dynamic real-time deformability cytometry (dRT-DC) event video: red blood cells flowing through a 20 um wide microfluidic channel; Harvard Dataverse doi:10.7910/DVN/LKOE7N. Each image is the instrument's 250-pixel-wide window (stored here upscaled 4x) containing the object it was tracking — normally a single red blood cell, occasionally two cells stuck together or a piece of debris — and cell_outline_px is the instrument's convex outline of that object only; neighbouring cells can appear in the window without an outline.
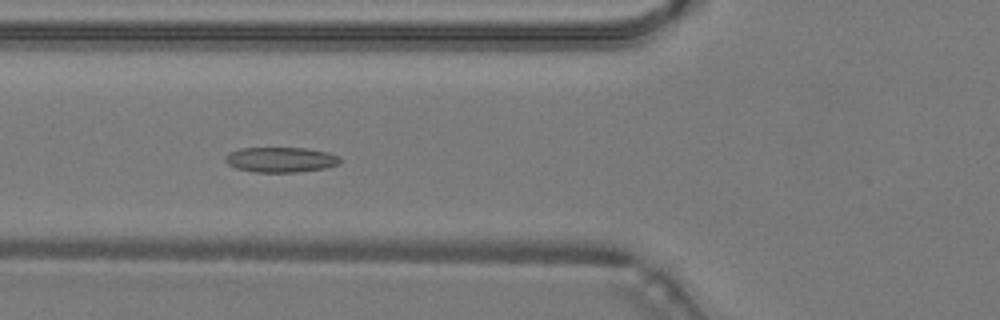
{"species": "common noctule bat (a hibernating species)", "species_latin": "Nyctalus noctula", "temperature_condition": "warm", "stored_images_in_passage": 49, "camera_frame_rate_fps": 3000, "um_per_image_px": 0.085, "animal": {"sex": "male", "body_mass_g": 19.2, "forearm_length_mm": 51.8}, "frame": {"image": 1, "passage_image": 19, "time_ms": 6.0, "image_size_px": [1000, 320], "cell_outline_px": [[340, 164], [324, 168], [296, 172], [256, 172], [236, 168], [228, 164], [224, 160], [224, 156], [240, 148], [304, 148], [328, 152], [340, 156]], "centroid_in_image_um": [23.87, 13.57], "position_along_channel_um": 101.9, "area_um2": 16.76}}
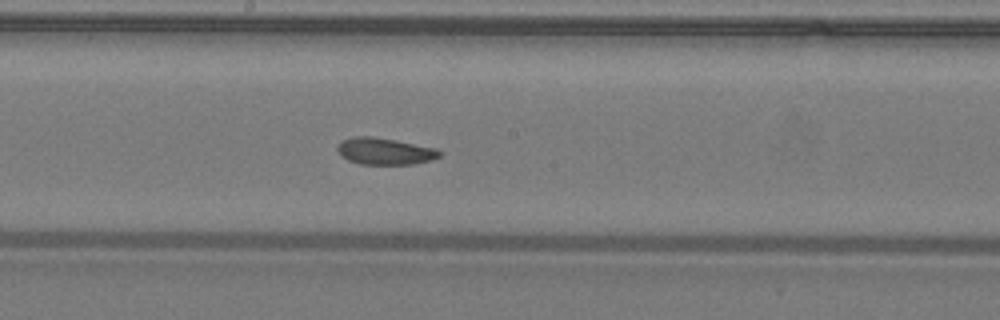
{"frame": {"image": 2, "passage_image": 27, "time_ms": 8.667, "image_size_px": [1000, 320], "cell_outline_px": [[440, 156], [432, 160], [412, 164], [360, 164], [348, 160], [340, 156], [336, 148], [344, 140], [352, 136], [372, 136], [396, 140], [436, 148], [440, 152]], "centroid_in_image_um": [32.69, 12.85], "position_along_channel_um": 215.5, "area_um2": 15.9}}
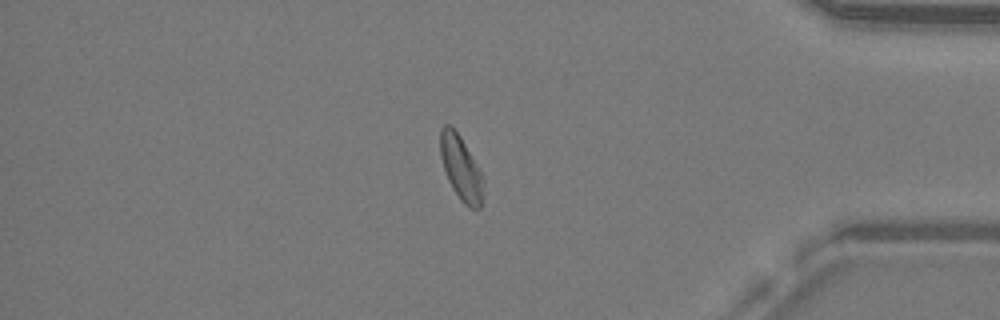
{"frame": {"image": 3, "passage_image": 42, "time_ms": 13.667, "image_size_px": [1000, 320], "cell_outline_px": [[484, 184], [480, 208], [472, 208], [464, 204], [460, 200], [452, 188], [448, 180], [440, 156], [440, 128], [444, 124], [448, 124], [460, 136], [480, 168]], "centroid_in_image_um": [39.18, 14.28], "position_along_channel_um": 396.0, "area_um2": 16.13}, "authors_computed_cell_mechanics": {"area_um2": 16.6464, "velocity_mm_per_s": 4.2476, "shape_relaxation_time_tau1_ms": 10.5982, "shape_relaxation_time_tau2_ms": 5.4573, "deformation_change_tau1": 0.1692, "deformation_change_tau2": 0.1161}}